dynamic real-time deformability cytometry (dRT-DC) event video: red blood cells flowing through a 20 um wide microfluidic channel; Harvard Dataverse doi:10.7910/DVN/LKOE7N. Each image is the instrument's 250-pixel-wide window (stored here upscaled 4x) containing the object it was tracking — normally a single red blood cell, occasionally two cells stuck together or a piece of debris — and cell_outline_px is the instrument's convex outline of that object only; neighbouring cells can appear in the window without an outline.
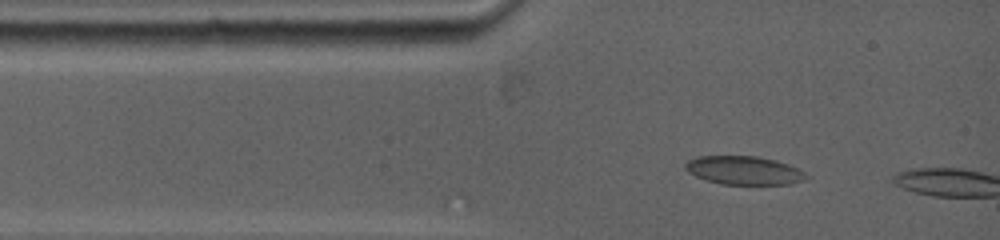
{"species": "common noctule bat (a hibernating species)", "species_latin": "Nyctalus noctula", "temperature_condition": "warm", "stored_images_in_passage": 3, "camera_frame_rate_fps": 5000, "um_per_image_px": 0.085, "animal": {"sex": "female", "body_mass_g": 19.0, "forearm_length_mm": 53.3}, "frame": {"image": 1, "passage_image": 2, "time_ms": 1.2, "image_size_px": [1000, 240], "cell_outline_px": [[804, 172], [800, 180], [788, 184], [724, 184], [708, 180], [696, 176], [684, 168], [684, 164], [688, 160], [700, 156], [756, 156], [772, 160], [796, 168]], "centroid_in_image_um": [63.12, 14.47], "position_along_channel_um": 21.9, "area_um2": 19.31}}